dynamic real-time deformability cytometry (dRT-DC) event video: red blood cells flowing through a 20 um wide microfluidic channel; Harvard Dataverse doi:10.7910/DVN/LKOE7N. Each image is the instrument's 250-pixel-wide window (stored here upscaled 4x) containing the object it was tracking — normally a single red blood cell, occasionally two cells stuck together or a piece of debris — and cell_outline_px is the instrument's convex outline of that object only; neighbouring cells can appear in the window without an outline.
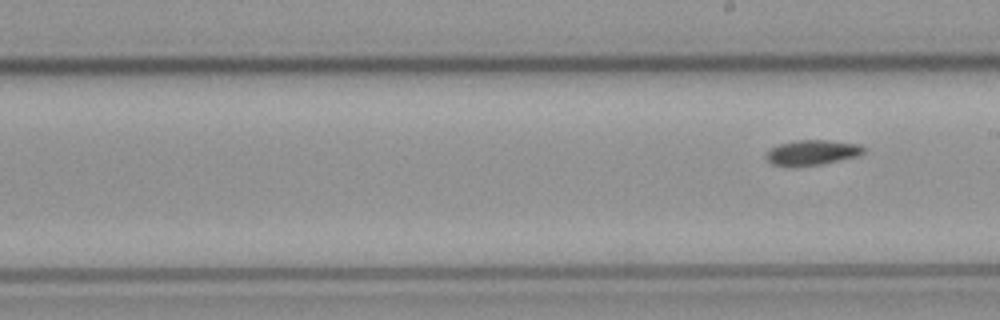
{"species": "common noctule bat (a hibernating species)", "species_latin": "Nyctalus noctula", "temperature_condition": "cold", "stored_images_in_passage": 7, "segment_of_instrument_passage": [2, 2], "camera_frame_rate_fps": 3000, "um_per_image_px": 0.085, "animal": {"sex": "male", "body_mass_g": 23.1, "forearm_length_mm": 52.7}, "frame": {"image": 1, "passage_image": 7, "time_ms": 10.0, "image_size_px": [1000, 320], "cell_outline_px": [[864, 152], [856, 156], [820, 164], [788, 168], [772, 164], [764, 156], [768, 148], [780, 144], [796, 140], [828, 140], [860, 144], [864, 148]], "centroid_in_image_um": [68.95, 12.97], "position_along_channel_um": 220.1, "area_um2": 14.45}}